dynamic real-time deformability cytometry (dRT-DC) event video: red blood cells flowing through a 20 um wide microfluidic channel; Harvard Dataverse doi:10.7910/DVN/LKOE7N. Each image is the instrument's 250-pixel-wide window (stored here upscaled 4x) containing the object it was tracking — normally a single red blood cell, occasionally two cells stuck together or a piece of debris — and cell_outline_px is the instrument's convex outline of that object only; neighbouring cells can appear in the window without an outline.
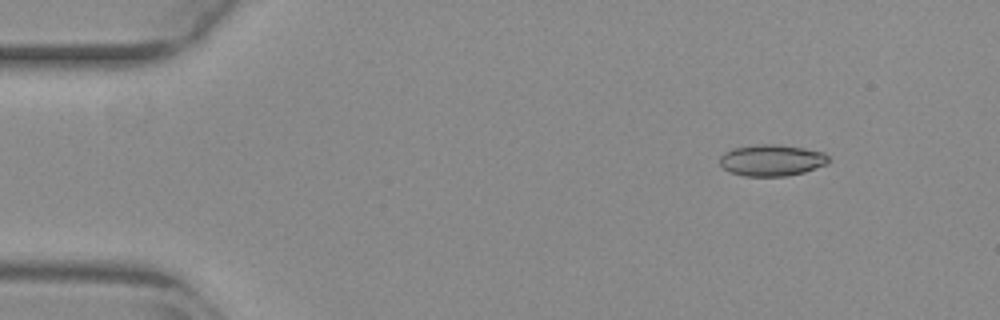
{"species": "common noctule bat (a hibernating species)", "species_latin": "Nyctalus noctula", "temperature_condition": "warm", "stored_images_in_passage": 51, "camera_frame_rate_fps": 3000, "um_per_image_px": 0.085, "animal": {"sex": "female", "body_mass_g": 29.2, "forearm_length_mm": 56.3}, "frame": {"image": 1, "passage_image": 4, "time_ms": 1.0, "image_size_px": [1000, 320], "cell_outline_px": [[828, 164], [804, 172], [788, 176], [744, 176], [728, 172], [720, 164], [720, 156], [724, 152], [732, 148], [756, 144], [776, 144], [804, 148], [824, 152], [828, 156]], "centroid_in_image_um": [65.58, 13.62], "position_along_channel_um": 19.4, "area_um2": 20.11}}
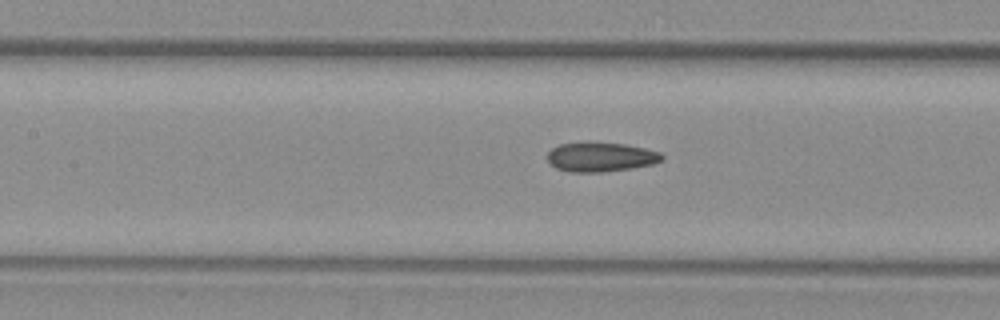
{"frame": {"image": 2, "passage_image": 22, "time_ms": 7.0, "image_size_px": [1000, 320], "cell_outline_px": [[664, 160], [652, 164], [632, 168], [604, 172], [568, 172], [556, 168], [548, 160], [548, 152], [552, 148], [560, 144], [588, 140], [592, 140], [624, 144], [644, 148], [660, 152], [664, 156]], "centroid_in_image_um": [51.06, 13.32], "position_along_channel_um": 156.3, "area_um2": 20.11}}
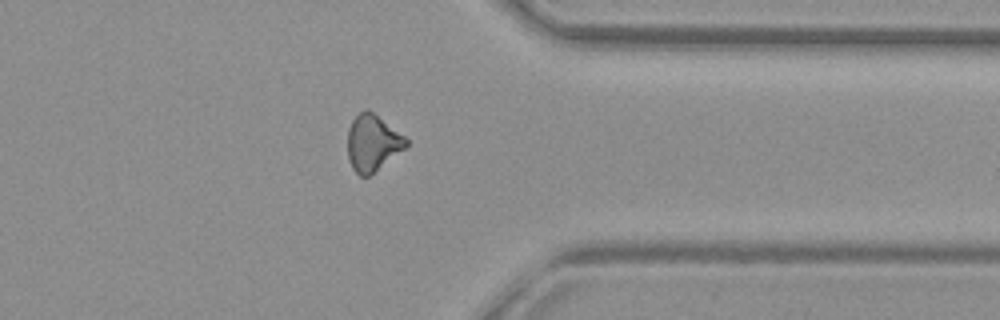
{"frame": {"image": 3, "passage_image": 40, "time_ms": 13.0, "image_size_px": [1000, 320], "cell_outline_px": [[408, 144], [404, 148], [368, 176], [360, 176], [352, 168], [348, 160], [348, 128], [352, 120], [364, 108], [368, 108], [404, 136], [408, 140]], "centroid_in_image_um": [31.63, 12.12], "position_along_channel_um": 379.8, "area_um2": 18.9}, "authors_computed_cell_mechanics": {"area_um2": 19.652, "velocity_mm_per_s": 3.8694, "shape_relaxation_time_tau1_ms": null, "shape_relaxation_time_tau2_ms": 3.55, "deformation_change_tau1": null, "deformation_change_tau2": 0.1065}}